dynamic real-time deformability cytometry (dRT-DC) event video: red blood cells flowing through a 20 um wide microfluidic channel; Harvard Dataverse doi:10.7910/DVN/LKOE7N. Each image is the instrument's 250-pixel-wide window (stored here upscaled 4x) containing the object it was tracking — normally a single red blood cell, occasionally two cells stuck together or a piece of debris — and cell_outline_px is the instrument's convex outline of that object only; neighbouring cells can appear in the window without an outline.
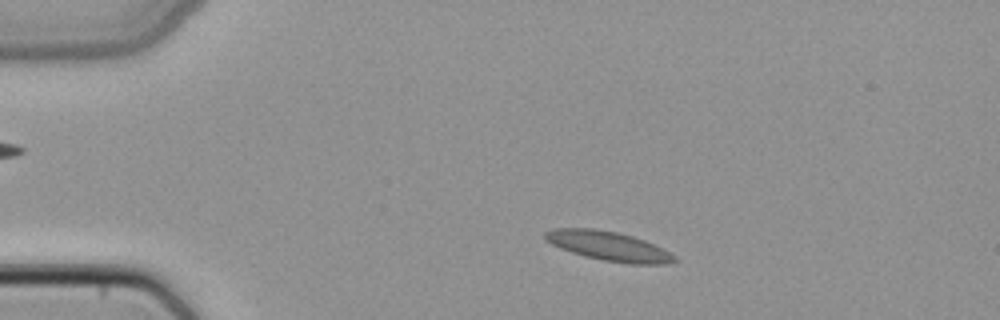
{"species": "common noctule bat (a hibernating species)", "species_latin": "Nyctalus noctula", "temperature_condition": "cold", "stored_images_in_passage": 4, "camera_frame_rate_fps": 3000, "um_per_image_px": 0.085, "animal": {"sex": "female", "body_mass_g": 22.7, "forearm_length_mm": 54.2}, "frame": {"image": 1, "passage_image": 3, "time_ms": 0.667, "image_size_px": [1000, 320], "cell_outline_px": [[680, 260], [668, 264], [632, 264], [604, 260], [584, 256], [560, 248], [544, 240], [544, 232], [552, 228], [592, 228], [616, 232], [632, 236], [644, 240], [676, 256]], "centroid_in_image_um": [51.71, 20.91], "position_along_channel_um": 33.3, "area_um2": 22.02}}